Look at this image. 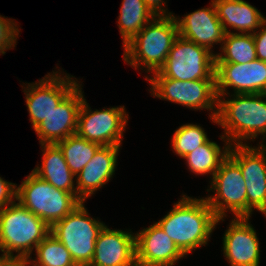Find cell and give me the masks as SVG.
Masks as SVG:
<instances>
[{
    "instance_id": "cell-1",
    "label": "cell",
    "mask_w": 266,
    "mask_h": 266,
    "mask_svg": "<svg viewBox=\"0 0 266 266\" xmlns=\"http://www.w3.org/2000/svg\"><path fill=\"white\" fill-rule=\"evenodd\" d=\"M220 220L224 221L215 216L205 198L197 199L182 194L173 208L156 223L187 256L208 244Z\"/></svg>"
},
{
    "instance_id": "cell-2",
    "label": "cell",
    "mask_w": 266,
    "mask_h": 266,
    "mask_svg": "<svg viewBox=\"0 0 266 266\" xmlns=\"http://www.w3.org/2000/svg\"><path fill=\"white\" fill-rule=\"evenodd\" d=\"M224 98V99H223ZM217 125L224 129L220 138L231 145L247 144L259 135L266 140V93L218 96ZM246 140V141H245ZM245 141V142H243Z\"/></svg>"
},
{
    "instance_id": "cell-3",
    "label": "cell",
    "mask_w": 266,
    "mask_h": 266,
    "mask_svg": "<svg viewBox=\"0 0 266 266\" xmlns=\"http://www.w3.org/2000/svg\"><path fill=\"white\" fill-rule=\"evenodd\" d=\"M179 36L175 15L155 16L127 44L123 59L134 69L157 72Z\"/></svg>"
},
{
    "instance_id": "cell-4",
    "label": "cell",
    "mask_w": 266,
    "mask_h": 266,
    "mask_svg": "<svg viewBox=\"0 0 266 266\" xmlns=\"http://www.w3.org/2000/svg\"><path fill=\"white\" fill-rule=\"evenodd\" d=\"M50 232L41 218L15 201L0 211L1 256L29 259Z\"/></svg>"
},
{
    "instance_id": "cell-5",
    "label": "cell",
    "mask_w": 266,
    "mask_h": 266,
    "mask_svg": "<svg viewBox=\"0 0 266 266\" xmlns=\"http://www.w3.org/2000/svg\"><path fill=\"white\" fill-rule=\"evenodd\" d=\"M16 201L41 218L50 228L83 202L77 193L57 189L32 171L18 185Z\"/></svg>"
},
{
    "instance_id": "cell-6",
    "label": "cell",
    "mask_w": 266,
    "mask_h": 266,
    "mask_svg": "<svg viewBox=\"0 0 266 266\" xmlns=\"http://www.w3.org/2000/svg\"><path fill=\"white\" fill-rule=\"evenodd\" d=\"M84 201L51 227V234L70 252L77 266H89L95 242L105 223L92 218Z\"/></svg>"
},
{
    "instance_id": "cell-7",
    "label": "cell",
    "mask_w": 266,
    "mask_h": 266,
    "mask_svg": "<svg viewBox=\"0 0 266 266\" xmlns=\"http://www.w3.org/2000/svg\"><path fill=\"white\" fill-rule=\"evenodd\" d=\"M216 56L209 49L180 35L169 51L164 65L152 76L181 81L216 80Z\"/></svg>"
},
{
    "instance_id": "cell-8",
    "label": "cell",
    "mask_w": 266,
    "mask_h": 266,
    "mask_svg": "<svg viewBox=\"0 0 266 266\" xmlns=\"http://www.w3.org/2000/svg\"><path fill=\"white\" fill-rule=\"evenodd\" d=\"M150 94L191 110L207 109L210 119L217 124L218 96L216 80L181 81L166 77H147Z\"/></svg>"
},
{
    "instance_id": "cell-9",
    "label": "cell",
    "mask_w": 266,
    "mask_h": 266,
    "mask_svg": "<svg viewBox=\"0 0 266 266\" xmlns=\"http://www.w3.org/2000/svg\"><path fill=\"white\" fill-rule=\"evenodd\" d=\"M210 190L205 200L217 218H226L228 211L234 218L247 217L246 182L239 165L228 155L211 179Z\"/></svg>"
},
{
    "instance_id": "cell-10",
    "label": "cell",
    "mask_w": 266,
    "mask_h": 266,
    "mask_svg": "<svg viewBox=\"0 0 266 266\" xmlns=\"http://www.w3.org/2000/svg\"><path fill=\"white\" fill-rule=\"evenodd\" d=\"M83 98L77 122L76 134L101 146H121L123 132L129 115L124 106H116L92 111Z\"/></svg>"
},
{
    "instance_id": "cell-11",
    "label": "cell",
    "mask_w": 266,
    "mask_h": 266,
    "mask_svg": "<svg viewBox=\"0 0 266 266\" xmlns=\"http://www.w3.org/2000/svg\"><path fill=\"white\" fill-rule=\"evenodd\" d=\"M228 155L239 165L247 191V217L258 210L266 218V142L231 145Z\"/></svg>"
},
{
    "instance_id": "cell-12",
    "label": "cell",
    "mask_w": 266,
    "mask_h": 266,
    "mask_svg": "<svg viewBox=\"0 0 266 266\" xmlns=\"http://www.w3.org/2000/svg\"><path fill=\"white\" fill-rule=\"evenodd\" d=\"M73 78L74 76L67 73L61 74V70L58 69V71L55 70L53 73L46 74L38 82L26 83V87L22 86L33 129L42 123L48 114L79 83L78 79L74 78V80Z\"/></svg>"
},
{
    "instance_id": "cell-13",
    "label": "cell",
    "mask_w": 266,
    "mask_h": 266,
    "mask_svg": "<svg viewBox=\"0 0 266 266\" xmlns=\"http://www.w3.org/2000/svg\"><path fill=\"white\" fill-rule=\"evenodd\" d=\"M217 96H230L227 89L233 88V94L266 93V62L255 59L249 63H216Z\"/></svg>"
},
{
    "instance_id": "cell-14",
    "label": "cell",
    "mask_w": 266,
    "mask_h": 266,
    "mask_svg": "<svg viewBox=\"0 0 266 266\" xmlns=\"http://www.w3.org/2000/svg\"><path fill=\"white\" fill-rule=\"evenodd\" d=\"M81 85L79 82L34 129L40 145L56 144L76 134L78 113L84 98Z\"/></svg>"
},
{
    "instance_id": "cell-15",
    "label": "cell",
    "mask_w": 266,
    "mask_h": 266,
    "mask_svg": "<svg viewBox=\"0 0 266 266\" xmlns=\"http://www.w3.org/2000/svg\"><path fill=\"white\" fill-rule=\"evenodd\" d=\"M249 217L233 218L223 238V254L230 266H259L260 243Z\"/></svg>"
},
{
    "instance_id": "cell-16",
    "label": "cell",
    "mask_w": 266,
    "mask_h": 266,
    "mask_svg": "<svg viewBox=\"0 0 266 266\" xmlns=\"http://www.w3.org/2000/svg\"><path fill=\"white\" fill-rule=\"evenodd\" d=\"M137 266H175L186 257L157 223L135 233Z\"/></svg>"
},
{
    "instance_id": "cell-17",
    "label": "cell",
    "mask_w": 266,
    "mask_h": 266,
    "mask_svg": "<svg viewBox=\"0 0 266 266\" xmlns=\"http://www.w3.org/2000/svg\"><path fill=\"white\" fill-rule=\"evenodd\" d=\"M89 266H137L135 233L131 229L126 232L105 225L95 242V253Z\"/></svg>"
},
{
    "instance_id": "cell-18",
    "label": "cell",
    "mask_w": 266,
    "mask_h": 266,
    "mask_svg": "<svg viewBox=\"0 0 266 266\" xmlns=\"http://www.w3.org/2000/svg\"><path fill=\"white\" fill-rule=\"evenodd\" d=\"M179 35L187 40L195 42L214 52L213 45L222 46L225 30L217 16L214 2L211 0L210 7L198 9L186 14L184 18L175 16Z\"/></svg>"
},
{
    "instance_id": "cell-19",
    "label": "cell",
    "mask_w": 266,
    "mask_h": 266,
    "mask_svg": "<svg viewBox=\"0 0 266 266\" xmlns=\"http://www.w3.org/2000/svg\"><path fill=\"white\" fill-rule=\"evenodd\" d=\"M121 146H101L87 165L76 175V193L86 201L113 178Z\"/></svg>"
},
{
    "instance_id": "cell-20",
    "label": "cell",
    "mask_w": 266,
    "mask_h": 266,
    "mask_svg": "<svg viewBox=\"0 0 266 266\" xmlns=\"http://www.w3.org/2000/svg\"><path fill=\"white\" fill-rule=\"evenodd\" d=\"M217 16L226 33H231L228 26L241 34L255 33L266 21L261 12L244 0H212ZM239 31V32H237Z\"/></svg>"
},
{
    "instance_id": "cell-21",
    "label": "cell",
    "mask_w": 266,
    "mask_h": 266,
    "mask_svg": "<svg viewBox=\"0 0 266 266\" xmlns=\"http://www.w3.org/2000/svg\"><path fill=\"white\" fill-rule=\"evenodd\" d=\"M42 164L32 172L57 189L76 193V175L69 169L62 151L56 144H41Z\"/></svg>"
},
{
    "instance_id": "cell-22",
    "label": "cell",
    "mask_w": 266,
    "mask_h": 266,
    "mask_svg": "<svg viewBox=\"0 0 266 266\" xmlns=\"http://www.w3.org/2000/svg\"><path fill=\"white\" fill-rule=\"evenodd\" d=\"M231 144L225 141L223 149L216 142L207 140L183 159L189 171L196 175H211V179L219 169L221 162L228 156Z\"/></svg>"
},
{
    "instance_id": "cell-23",
    "label": "cell",
    "mask_w": 266,
    "mask_h": 266,
    "mask_svg": "<svg viewBox=\"0 0 266 266\" xmlns=\"http://www.w3.org/2000/svg\"><path fill=\"white\" fill-rule=\"evenodd\" d=\"M117 24L123 45L127 44L155 15L144 0H123Z\"/></svg>"
},
{
    "instance_id": "cell-24",
    "label": "cell",
    "mask_w": 266,
    "mask_h": 266,
    "mask_svg": "<svg viewBox=\"0 0 266 266\" xmlns=\"http://www.w3.org/2000/svg\"><path fill=\"white\" fill-rule=\"evenodd\" d=\"M220 49L216 63L245 64L257 59L253 34L226 33Z\"/></svg>"
},
{
    "instance_id": "cell-25",
    "label": "cell",
    "mask_w": 266,
    "mask_h": 266,
    "mask_svg": "<svg viewBox=\"0 0 266 266\" xmlns=\"http://www.w3.org/2000/svg\"><path fill=\"white\" fill-rule=\"evenodd\" d=\"M56 145L60 148L69 169L77 175L92 159L100 144L90 142L77 134L68 136Z\"/></svg>"
},
{
    "instance_id": "cell-26",
    "label": "cell",
    "mask_w": 266,
    "mask_h": 266,
    "mask_svg": "<svg viewBox=\"0 0 266 266\" xmlns=\"http://www.w3.org/2000/svg\"><path fill=\"white\" fill-rule=\"evenodd\" d=\"M35 259L29 260L37 266H77L70 252L51 233H49L36 247Z\"/></svg>"
},
{
    "instance_id": "cell-27",
    "label": "cell",
    "mask_w": 266,
    "mask_h": 266,
    "mask_svg": "<svg viewBox=\"0 0 266 266\" xmlns=\"http://www.w3.org/2000/svg\"><path fill=\"white\" fill-rule=\"evenodd\" d=\"M209 138L205 130L197 124H183L175 130L171 145L173 152L184 158L199 146L203 145Z\"/></svg>"
},
{
    "instance_id": "cell-28",
    "label": "cell",
    "mask_w": 266,
    "mask_h": 266,
    "mask_svg": "<svg viewBox=\"0 0 266 266\" xmlns=\"http://www.w3.org/2000/svg\"><path fill=\"white\" fill-rule=\"evenodd\" d=\"M15 20L8 19L0 15V55L5 54L7 50L13 49L19 38V25Z\"/></svg>"
},
{
    "instance_id": "cell-29",
    "label": "cell",
    "mask_w": 266,
    "mask_h": 266,
    "mask_svg": "<svg viewBox=\"0 0 266 266\" xmlns=\"http://www.w3.org/2000/svg\"><path fill=\"white\" fill-rule=\"evenodd\" d=\"M17 184L0 177V211L16 201Z\"/></svg>"
},
{
    "instance_id": "cell-30",
    "label": "cell",
    "mask_w": 266,
    "mask_h": 266,
    "mask_svg": "<svg viewBox=\"0 0 266 266\" xmlns=\"http://www.w3.org/2000/svg\"><path fill=\"white\" fill-rule=\"evenodd\" d=\"M252 34L254 37L257 59L266 62V21Z\"/></svg>"
},
{
    "instance_id": "cell-31",
    "label": "cell",
    "mask_w": 266,
    "mask_h": 266,
    "mask_svg": "<svg viewBox=\"0 0 266 266\" xmlns=\"http://www.w3.org/2000/svg\"><path fill=\"white\" fill-rule=\"evenodd\" d=\"M144 2L155 16L173 15L172 12H168L169 10L166 9V1L164 0H144Z\"/></svg>"
},
{
    "instance_id": "cell-32",
    "label": "cell",
    "mask_w": 266,
    "mask_h": 266,
    "mask_svg": "<svg viewBox=\"0 0 266 266\" xmlns=\"http://www.w3.org/2000/svg\"><path fill=\"white\" fill-rule=\"evenodd\" d=\"M0 266H24V259L0 256Z\"/></svg>"
},
{
    "instance_id": "cell-33",
    "label": "cell",
    "mask_w": 266,
    "mask_h": 266,
    "mask_svg": "<svg viewBox=\"0 0 266 266\" xmlns=\"http://www.w3.org/2000/svg\"><path fill=\"white\" fill-rule=\"evenodd\" d=\"M24 266H37L33 264L29 259H24Z\"/></svg>"
}]
</instances>
